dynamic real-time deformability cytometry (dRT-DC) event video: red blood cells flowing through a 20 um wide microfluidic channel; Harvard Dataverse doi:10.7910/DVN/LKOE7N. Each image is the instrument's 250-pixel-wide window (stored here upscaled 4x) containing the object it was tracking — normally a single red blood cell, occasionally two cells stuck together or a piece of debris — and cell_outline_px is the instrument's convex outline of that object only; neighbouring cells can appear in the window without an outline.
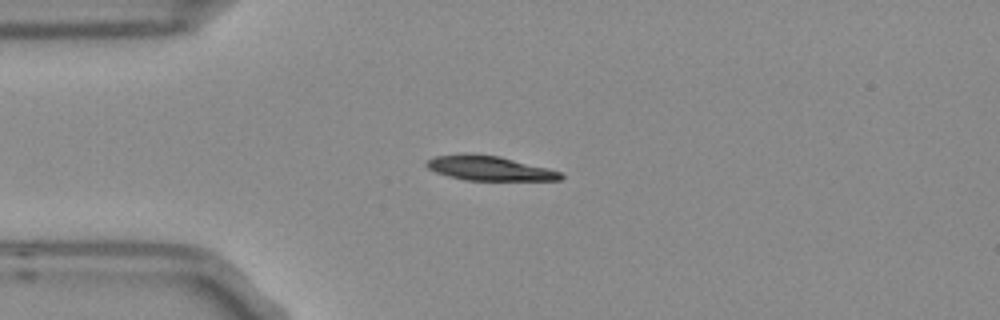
{"species": "Egyptian fruit bat (a non-hibernating species)", "species_latin": "Rousettus aegyptiacus", "temperature_condition": "room temperature", "stored_images_in_passage": 3, "camera_frame_rate_fps": 3000, "um_per_image_px": 0.085, "frame": {"image": 1, "passage_image": 1, "time_ms": 0.0, "image_size_px": [1000, 320], "cell_outline_px": [[564, 176], [560, 180], [464, 180], [448, 176], [436, 172], [428, 168], [424, 164], [424, 160], [436, 156], [464, 152], [500, 156], [548, 168], [560, 172]], "centroid_in_image_um": [41.53, 14.28], "position_along_channel_um": 43.5, "area_um2": 19.42}}
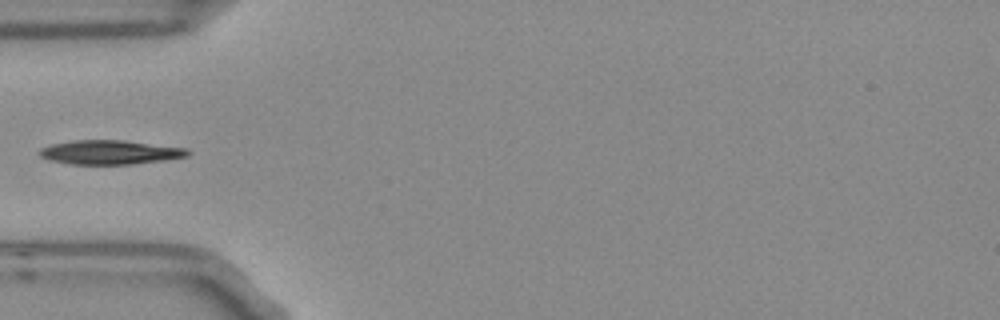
{"frame": {"image": 2, "passage_image": 2, "time_ms": 0.333, "image_size_px": [1000, 320], "cell_outline_px": [[192, 152], [188, 156], [164, 160], [132, 164], [72, 164], [52, 160], [40, 156], [40, 148], [52, 144], [76, 140], [124, 140], [188, 148]], "centroid_in_image_um": [9.42, 12.94], "position_along_channel_um": 75.6, "area_um2": 20.75}}
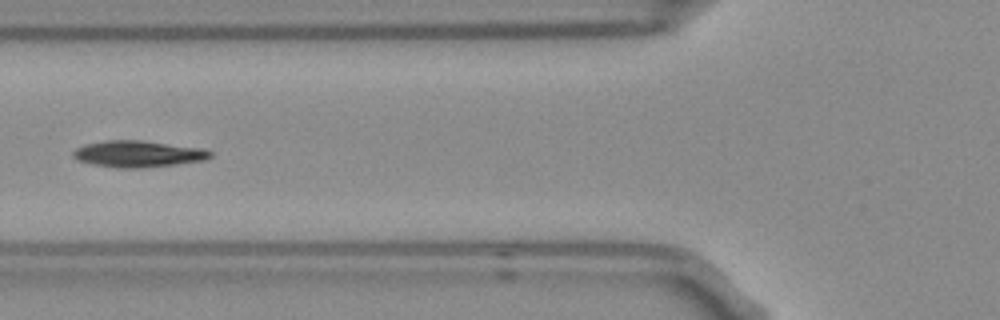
{"frame": {"image": 3, "passage_image": 3, "time_ms": 0.667, "image_size_px": [1000, 320], "cell_outline_px": [[212, 156], [204, 160], [176, 164], [136, 168], [120, 168], [92, 164], [76, 160], [72, 156], [72, 152], [76, 148], [84, 144], [108, 140], [140, 140], [200, 148], [212, 152]], "centroid_in_image_um": [11.68, 13.08], "position_along_channel_um": 114.1, "area_um2": 20.98}}